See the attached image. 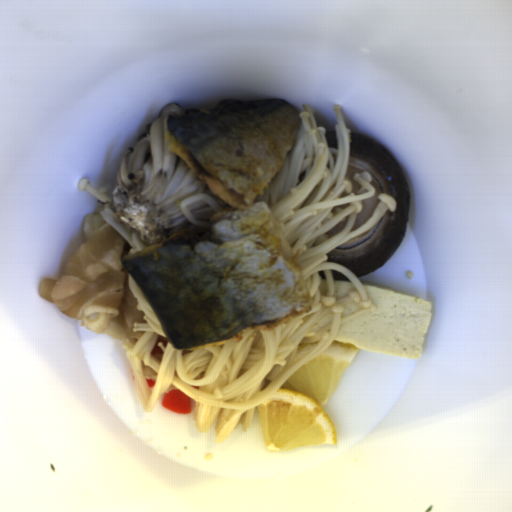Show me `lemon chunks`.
Segmentation results:
<instances>
[{
  "mask_svg": "<svg viewBox=\"0 0 512 512\" xmlns=\"http://www.w3.org/2000/svg\"><path fill=\"white\" fill-rule=\"evenodd\" d=\"M358 349L353 344L333 340L258 406L267 453L338 445L334 423L325 406Z\"/></svg>",
  "mask_w": 512,
  "mask_h": 512,
  "instance_id": "1",
  "label": "lemon chunks"
},
{
  "mask_svg": "<svg viewBox=\"0 0 512 512\" xmlns=\"http://www.w3.org/2000/svg\"><path fill=\"white\" fill-rule=\"evenodd\" d=\"M318 341H311L307 343H303L300 346H298L297 350L295 351L293 357H292V363L301 359L308 353H310L318 344Z\"/></svg>",
  "mask_w": 512,
  "mask_h": 512,
  "instance_id": "2",
  "label": "lemon chunks"
}]
</instances>
